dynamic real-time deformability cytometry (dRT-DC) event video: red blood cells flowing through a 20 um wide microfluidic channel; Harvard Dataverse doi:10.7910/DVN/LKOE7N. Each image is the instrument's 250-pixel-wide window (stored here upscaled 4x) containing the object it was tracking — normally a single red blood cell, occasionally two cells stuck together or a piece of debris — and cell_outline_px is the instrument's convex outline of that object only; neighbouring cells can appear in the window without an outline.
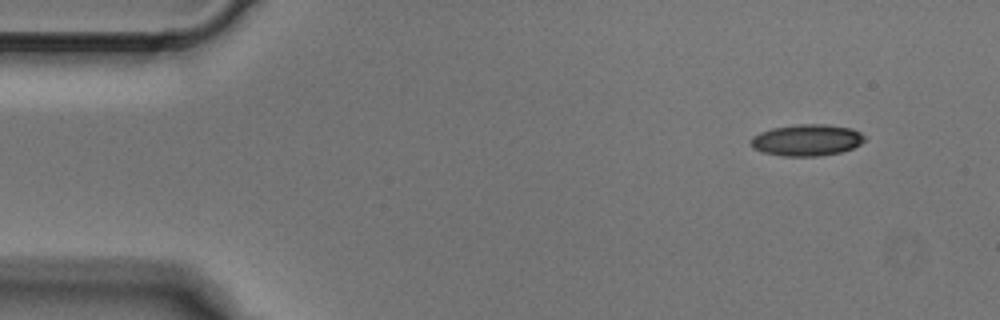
{"species": "Egyptian fruit bat (a non-hibernating species)", "species_latin": "Rousettus aegyptiacus", "temperature_condition": "cold", "stored_images_in_passage": 2, "camera_frame_rate_fps": 3000, "um_per_image_px": 0.085, "animal": {"sex": "male"}, "frame": {"image": 1, "passage_image": 1, "time_ms": 0.0, "image_size_px": [1000, 320], "cell_outline_px": [[864, 140], [860, 144], [852, 148], [840, 152], [820, 156], [784, 156], [764, 152], [752, 148], [748, 140], [752, 136], [760, 132], [772, 128], [796, 124], [824, 124], [852, 128], [860, 132], [864, 136]], "centroid_in_image_um": [68.54, 11.9], "position_along_channel_um": 16.5, "area_um2": 20.98}}